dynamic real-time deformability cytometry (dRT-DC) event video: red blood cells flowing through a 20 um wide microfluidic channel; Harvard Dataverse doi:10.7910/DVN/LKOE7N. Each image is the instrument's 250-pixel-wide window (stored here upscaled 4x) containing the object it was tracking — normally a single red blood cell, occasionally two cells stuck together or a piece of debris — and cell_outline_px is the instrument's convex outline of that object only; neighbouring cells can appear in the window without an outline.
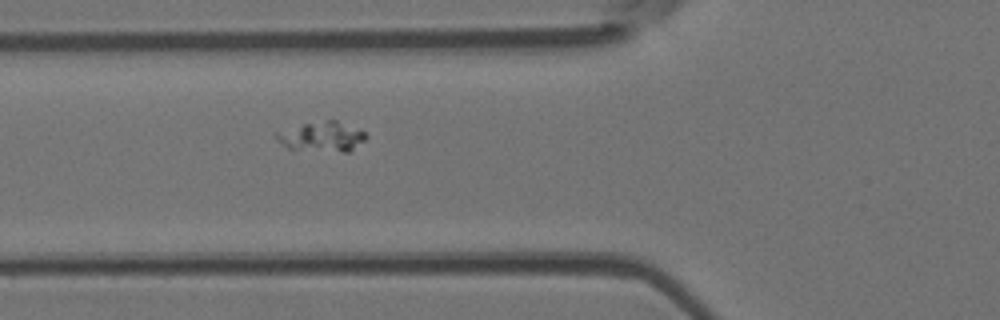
{"species": "Egyptian fruit bat (a non-hibernating species)", "species_latin": "Rousettus aegyptiacus", "temperature_condition": "room temperature", "stored_images_in_passage": 5, "camera_frame_rate_fps": 3000, "um_per_image_px": 0.085, "animal": {"sex": "female"}, "frame": {"image": 1, "passage_image": 5, "time_ms": 4.667, "image_size_px": [1000, 320], "cell_outline_px": [[368, 136], [364, 140], [348, 152], [344, 152], [288, 148], [276, 140], [276, 132], [304, 124], [328, 120], [336, 120], [364, 132]], "centroid_in_image_um": [27.37, 11.62], "position_along_channel_um": 98.4, "area_um2": 15.09}}